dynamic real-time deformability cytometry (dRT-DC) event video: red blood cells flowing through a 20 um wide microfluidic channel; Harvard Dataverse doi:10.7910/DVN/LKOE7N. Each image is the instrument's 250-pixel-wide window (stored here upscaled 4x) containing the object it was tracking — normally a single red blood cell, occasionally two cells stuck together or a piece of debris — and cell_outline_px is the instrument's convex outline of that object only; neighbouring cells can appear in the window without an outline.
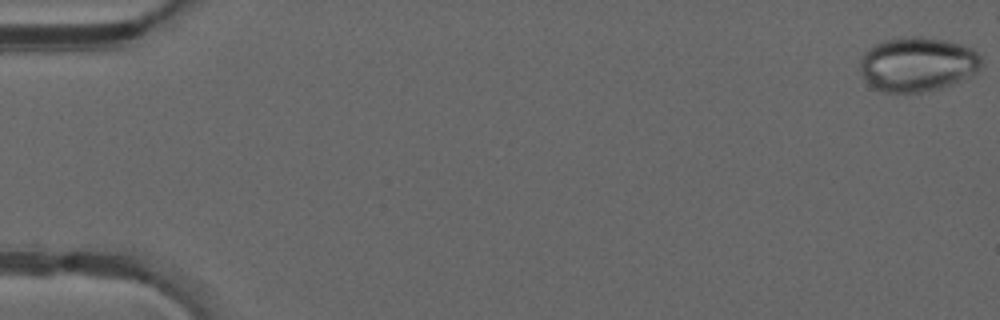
{"species": "common noctule bat (a hibernating species)", "species_latin": "Nyctalus noctula", "temperature_condition": "warm", "stored_images_in_passage": 49, "camera_frame_rate_fps": 3000, "um_per_image_px": 0.085, "animal": {"sex": "male", "forearm_length_mm": 52.5}, "frame": {"image": 1, "passage_image": 1, "time_ms": 0.0, "image_size_px": [1000, 320], "cell_outline_px": [[980, 68], [972, 76], [940, 88], [920, 92], [884, 92], [876, 88], [860, 72], [860, 56], [868, 48], [884, 40], [912, 36], [920, 36], [944, 40], [964, 44], [972, 48], [980, 56]], "centroid_in_image_um": [78.0, 5.44], "position_along_channel_um": 7.0, "area_um2": 38.32}}
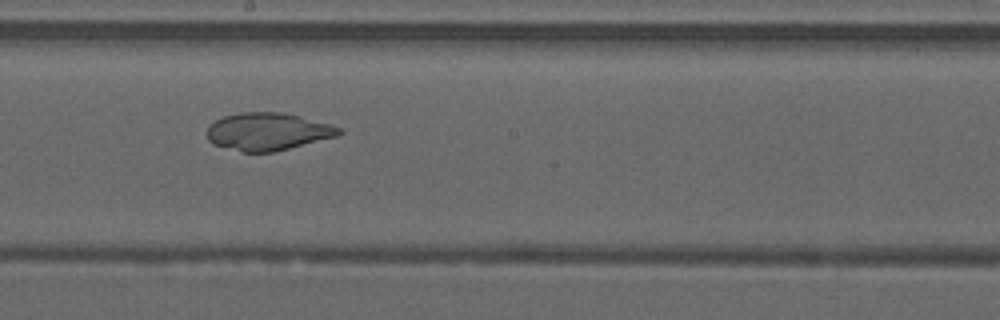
{"frame": {"image": 2, "passage_image": 28, "time_ms": 9.0, "image_size_px": [1000, 320], "cell_outline_px": [[344, 132], [340, 136], [272, 152], [244, 152], [212, 144], [208, 140], [208, 124], [224, 116], [240, 112], [284, 112], [300, 116], [328, 124], [340, 128]], "centroid_in_image_um": [22.77, 11.18], "position_along_channel_um": 225.4, "area_um2": 28.9}}